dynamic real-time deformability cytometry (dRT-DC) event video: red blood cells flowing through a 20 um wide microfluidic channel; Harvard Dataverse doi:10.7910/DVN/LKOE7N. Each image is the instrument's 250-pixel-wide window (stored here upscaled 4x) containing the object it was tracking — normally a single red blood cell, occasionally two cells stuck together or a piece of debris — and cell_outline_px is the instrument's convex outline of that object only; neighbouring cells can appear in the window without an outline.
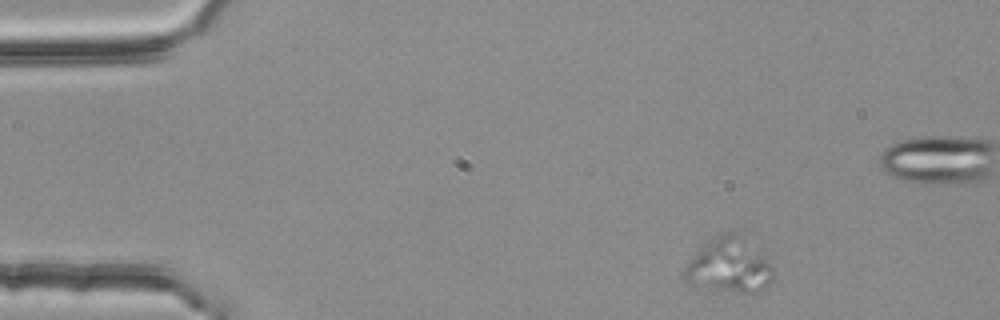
{"species": "common noctule bat (a hibernating species)", "species_latin": "Nyctalus noctula", "temperature_condition": "room temperature", "stored_images_in_passage": 4, "camera_frame_rate_fps": 3000, "um_per_image_px": 0.085, "animal": {"sex": "female", "body_mass_g": 25.1}, "frame": {"image": 1, "passage_image": 1, "time_ms": 0.0, "image_size_px": [1000, 320], "cell_outline_px": [[772, 280], [760, 292], [696, 292], [684, 284], [680, 276], [680, 272], [704, 244], [712, 236], [724, 232], [740, 232], [760, 252], [772, 268]], "centroid_in_image_um": [61.83, 22.64], "position_along_channel_um": 23.2, "area_um2": 29.65}}
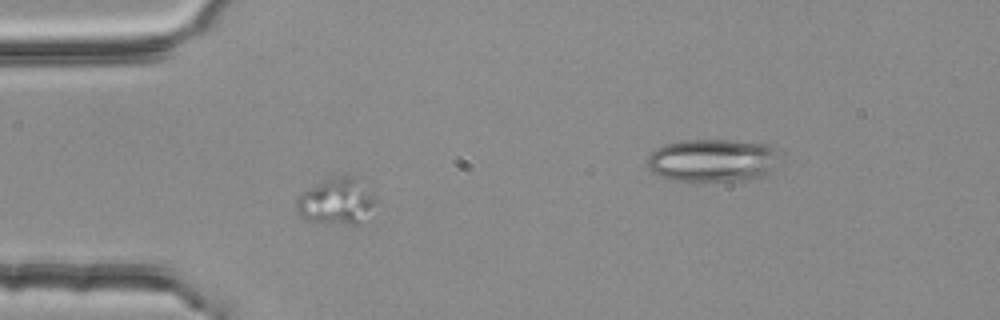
{"frame": {"image": 2, "passage_image": 3, "time_ms": 0.667, "image_size_px": [1000, 320], "cell_outline_px": [[384, 204], [360, 224], [324, 224], [308, 220], [300, 216], [296, 212], [296, 196], [300, 192], [328, 176], [356, 176]], "centroid_in_image_um": [28.68, 17.12], "position_along_channel_um": 56.3, "area_um2": 22.95}}